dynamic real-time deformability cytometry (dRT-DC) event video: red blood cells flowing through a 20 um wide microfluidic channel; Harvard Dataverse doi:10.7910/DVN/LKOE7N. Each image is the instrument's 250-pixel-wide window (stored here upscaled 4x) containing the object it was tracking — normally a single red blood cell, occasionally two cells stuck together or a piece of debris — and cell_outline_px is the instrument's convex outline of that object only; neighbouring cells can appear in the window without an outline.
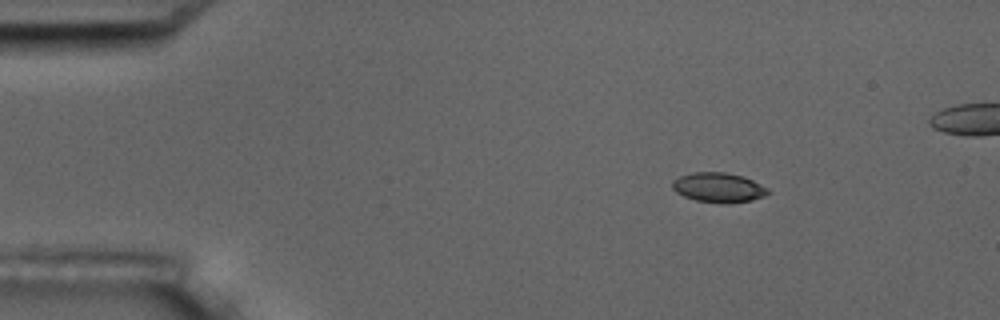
{"species": "common noctule bat (a hibernating species)", "species_latin": "Nyctalus noctula", "temperature_condition": "room temperature", "stored_images_in_passage": 3, "camera_frame_rate_fps": 3000, "um_per_image_px": 0.085, "animal": {"sex": "male", "body_mass_g": 17.5, "forearm_length_mm": 52.3}, "frame": {"image": 1, "passage_image": 1, "time_ms": 0.0, "image_size_px": [1000, 320], "cell_outline_px": [[772, 192], [764, 196], [752, 200], [728, 204], [720, 204], [696, 200], [684, 196], [676, 192], [672, 188], [672, 180], [680, 176], [692, 172], [724, 172], [744, 176], [768, 188]], "centroid_in_image_um": [61.09, 15.94], "position_along_channel_um": 23.9, "area_um2": 16.76}}